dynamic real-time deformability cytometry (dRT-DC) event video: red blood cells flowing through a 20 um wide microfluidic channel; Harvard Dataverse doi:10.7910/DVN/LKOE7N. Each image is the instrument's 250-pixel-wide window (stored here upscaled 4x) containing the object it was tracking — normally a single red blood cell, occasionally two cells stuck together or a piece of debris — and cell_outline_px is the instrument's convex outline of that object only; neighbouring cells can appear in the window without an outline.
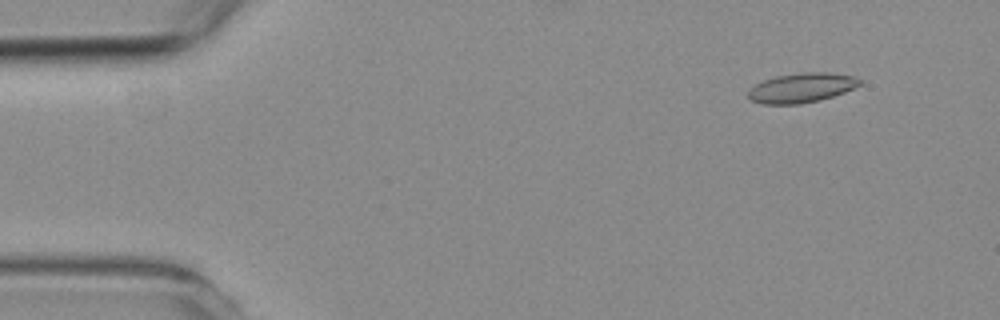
{"species": "common noctule bat (a hibernating species)", "species_latin": "Nyctalus noctula", "temperature_condition": "room temperature", "stored_images_in_passage": 54, "camera_frame_rate_fps": 3000, "um_per_image_px": 0.085, "animal": {"sex": "female", "body_mass_g": 19.3, "forearm_length_mm": 54.1}, "frame": {"image": 1, "passage_image": 5, "time_ms": 1.333, "image_size_px": [1000, 320], "cell_outline_px": [[860, 84], [844, 92], [820, 100], [800, 104], [764, 104], [752, 100], [748, 96], [748, 92], [756, 84], [764, 80], [776, 76], [800, 72], [824, 72], [856, 76], [860, 80]], "centroid_in_image_um": [68.13, 7.46], "position_along_channel_um": 16.9, "area_um2": 19.02}}
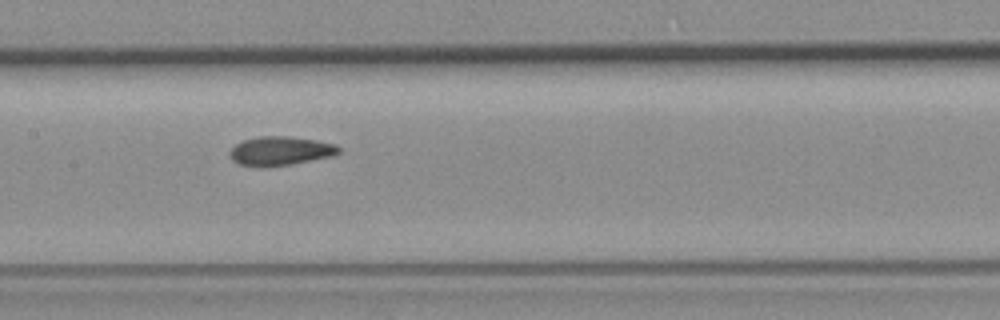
{"frame": {"image": 2, "passage_image": 26, "time_ms": 8.333, "image_size_px": [1000, 320], "cell_outline_px": [[340, 152], [332, 156], [292, 164], [240, 164], [232, 160], [228, 152], [236, 144], [244, 140], [260, 136], [288, 136], [316, 140], [336, 144], [340, 148]], "centroid_in_image_um": [23.88, 12.78], "position_along_channel_um": 183.5, "area_um2": 17.74}}
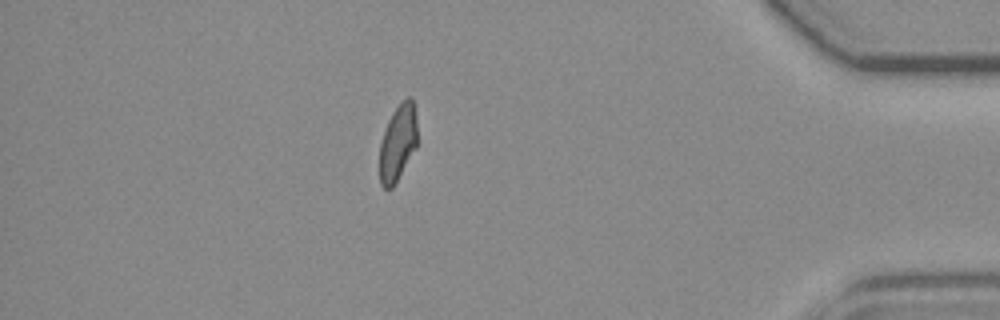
{"frame": {"image": 3, "passage_image": 47, "time_ms": 15.333, "image_size_px": [1000, 320], "cell_outline_px": [[416, 148], [392, 188], [384, 188], [380, 184], [380, 144], [388, 120], [392, 112], [408, 96], [412, 96], [416, 120]], "centroid_in_image_um": [33.81, 12.13], "position_along_channel_um": 401.4, "area_um2": 16.47}, "authors_computed_cell_mechanics": {"area_um2": 18.1492, "velocity_mm_per_s": 3.7685, "shape_relaxation_time_tau1_ms": null, "shape_relaxation_time_tau2_ms": 3.0945, "deformation_change_tau1": null, "deformation_change_tau2": 0.0792}}